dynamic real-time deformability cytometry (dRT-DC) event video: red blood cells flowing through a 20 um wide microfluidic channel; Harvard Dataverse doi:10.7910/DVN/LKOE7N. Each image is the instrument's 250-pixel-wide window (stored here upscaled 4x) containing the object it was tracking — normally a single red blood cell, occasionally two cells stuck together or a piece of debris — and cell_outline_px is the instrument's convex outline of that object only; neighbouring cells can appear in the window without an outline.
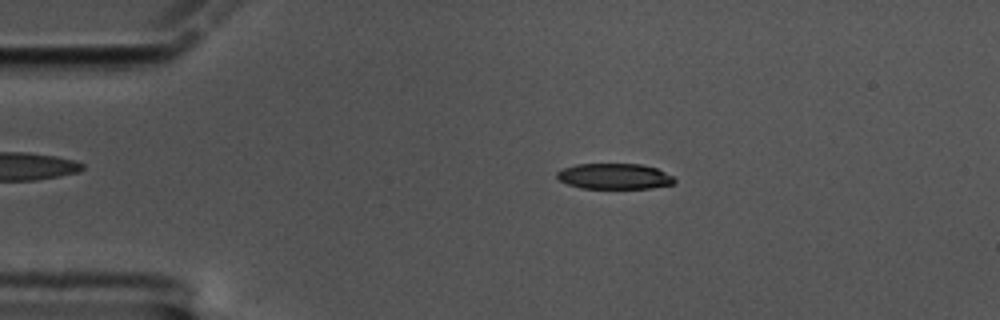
{"species": "common noctule bat (a hibernating species)", "species_latin": "Nyctalus noctula", "temperature_condition": "cold", "stored_images_in_passage": 58, "camera_frame_rate_fps": 3000, "um_per_image_px": 0.085, "animal": {"sex": "male", "body_mass_g": 17.5, "forearm_length_mm": 52.3}, "frame": {"image": 1, "passage_image": 11, "time_ms": 3.333, "image_size_px": [1000, 320], "cell_outline_px": [[676, 180], [672, 184], [652, 188], [580, 188], [568, 184], [560, 180], [556, 176], [556, 172], [564, 168], [576, 164], [640, 164], [656, 168], [672, 176]], "centroid_in_image_um": [52.21, 14.98], "position_along_channel_um": 32.8, "area_um2": 17.46}}
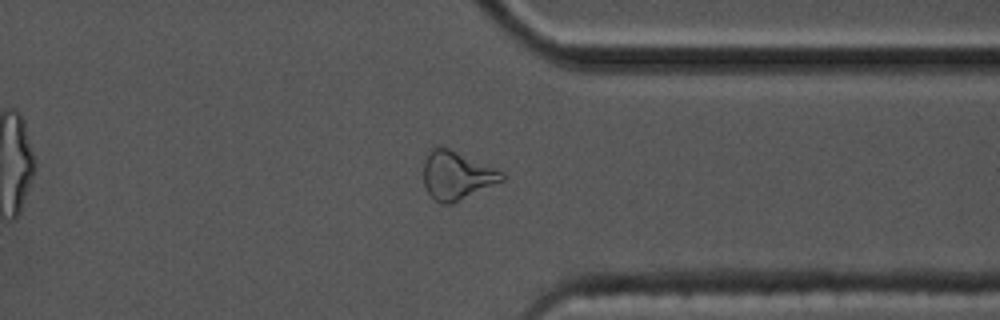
{"frame": {"image": 2, "passage_image": 45, "time_ms": 14.667, "image_size_px": [1000, 320], "cell_outline_px": [[504, 180], [452, 204], [440, 204], [428, 192], [424, 184], [424, 160], [428, 148], [440, 144], [444, 144], [504, 172]], "centroid_in_image_um": [38.79, 14.84], "position_along_channel_um": 372.6, "area_um2": 22.66}}
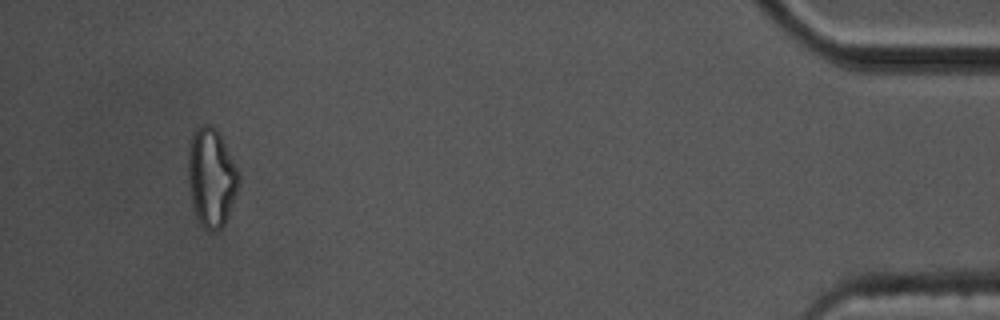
{"frame": {"image": 3, "passage_image": 55, "time_ms": 18.0, "image_size_px": [1000, 320], "cell_outline_px": [[240, 176], [236, 192], [228, 216], [224, 224], [216, 232], [208, 232], [200, 224], [196, 216], [192, 200], [188, 180], [188, 148], [192, 136], [196, 128], [200, 124], [208, 124], [216, 128]], "centroid_in_image_um": [17.94, 15.1], "position_along_channel_um": 417.3, "area_um2": 28.73}, "authors_computed_cell_mechanics": {"area_um2": 19.3919, "velocity_mm_per_s": 3.3988, "shape_relaxation_time_tau1_ms": 5.4523, "shape_relaxation_time_tau2_ms": 3.9511, "deformation_change_tau1": 0.1502, "deformation_change_tau2": 0.1277}}